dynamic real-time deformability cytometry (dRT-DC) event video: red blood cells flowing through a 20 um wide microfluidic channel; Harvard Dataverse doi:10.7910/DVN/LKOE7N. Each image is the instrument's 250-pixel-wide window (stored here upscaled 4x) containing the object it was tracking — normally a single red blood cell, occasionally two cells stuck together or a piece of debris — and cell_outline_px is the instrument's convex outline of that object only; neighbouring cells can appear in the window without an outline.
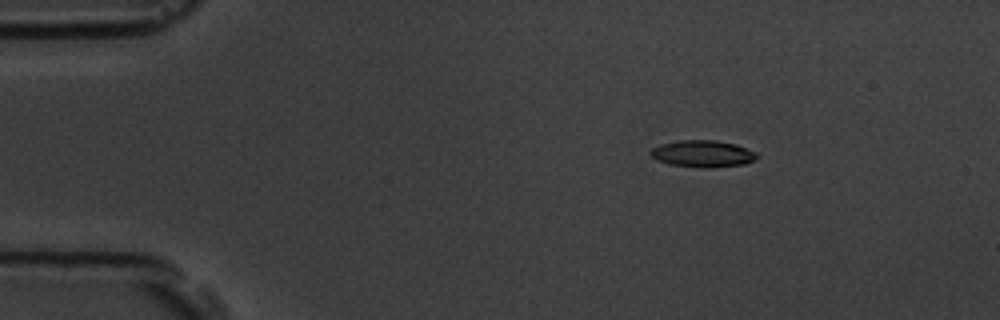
{"species": "common noctule bat (a hibernating species)", "species_latin": "Nyctalus noctula", "temperature_condition": "room temperature", "stored_images_in_passage": 47, "camera_frame_rate_fps": 3000, "um_per_image_px": 0.085, "animal": {"sex": "male", "body_mass_g": 19.5, "forearm_length_mm": 54.6}, "frame": {"image": 1, "passage_image": 1, "time_ms": 0.0, "image_size_px": [1000, 320], "cell_outline_px": [[756, 156], [752, 160], [744, 164], [712, 168], [700, 168], [668, 164], [656, 160], [648, 152], [652, 148], [660, 144], [680, 140], [716, 140], [736, 144], [756, 152]], "centroid_in_image_um": [59.68, 13.07], "position_along_channel_um": 25.3, "area_um2": 16.7}}
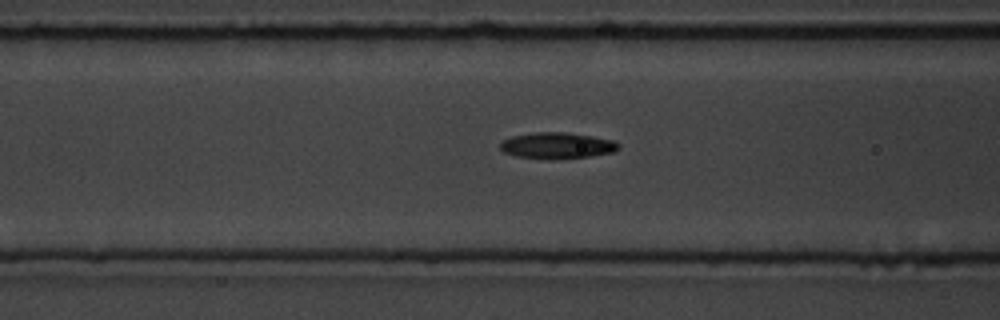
{"frame": {"image": 2, "passage_image": 14, "time_ms": 4.333, "image_size_px": [1000, 320], "cell_outline_px": [[620, 148], [616, 152], [588, 156], [548, 160], [516, 156], [504, 152], [500, 148], [500, 144], [504, 140], [512, 136], [536, 132], [564, 132], [592, 136], [612, 140], [620, 144]], "centroid_in_image_um": [47.37, 12.38], "position_along_channel_um": 119.2, "area_um2": 18.09}}
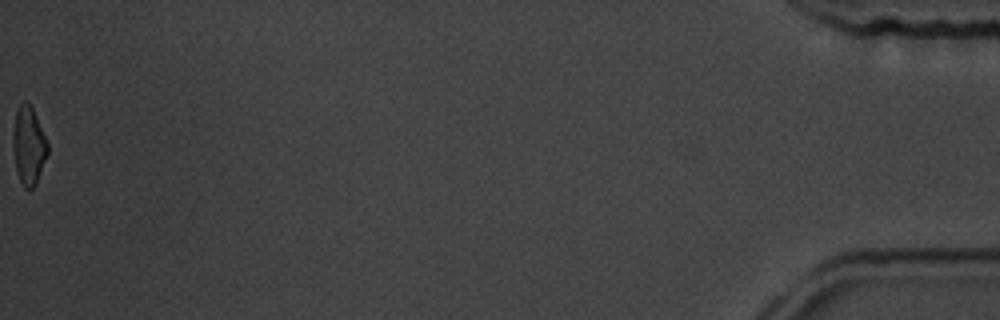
{"frame": {"image": 3, "passage_image": 47, "time_ms": 15.333, "image_size_px": [1000, 320], "cell_outline_px": [[48, 152], [36, 184], [32, 188], [24, 188], [20, 180], [16, 168], [12, 148], [12, 132], [16, 108], [24, 100], [32, 108], [36, 116], [48, 144]], "centroid_in_image_um": [2.41, 12.36], "position_along_channel_um": 432.8, "area_um2": 15.72}, "authors_computed_cell_mechanics": {"area_um2": 17.2244, "velocity_mm_per_s": 3.7905, "shape_relaxation_time_tau1_ms": 4.0357, "shape_relaxation_time_tau2_ms": 2.063, "deformation_change_tau1": 0.1561, "deformation_change_tau2": 0.0856}}